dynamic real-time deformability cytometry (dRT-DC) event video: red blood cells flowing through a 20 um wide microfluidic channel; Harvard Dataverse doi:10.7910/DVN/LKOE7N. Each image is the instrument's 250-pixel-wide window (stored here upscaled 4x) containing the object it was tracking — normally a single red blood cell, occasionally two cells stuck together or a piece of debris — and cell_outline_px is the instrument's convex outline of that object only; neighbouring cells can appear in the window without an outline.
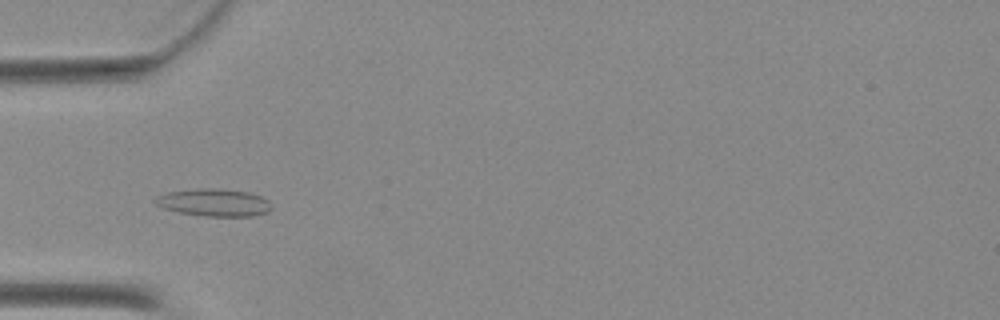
{"species": "Egyptian fruit bat (a non-hibernating species)", "species_latin": "Rousettus aegyptiacus", "temperature_condition": "warm", "stored_images_in_passage": 28, "camera_frame_rate_fps": 3000, "um_per_image_px": 0.085, "animal": {"sex": "female"}, "frame": {"image": 1, "passage_image": 1, "time_ms": 0.0, "image_size_px": [1000, 320], "cell_outline_px": [[272, 208], [268, 212], [252, 216], [204, 216], [180, 212], [164, 208], [156, 204], [152, 200], [156, 196], [168, 192], [200, 188], [216, 188], [248, 192], [260, 196], [268, 200], [272, 204]], "centroid_in_image_um": [18.2, 17.21], "position_along_channel_um": 66.8, "area_um2": 18.61}}
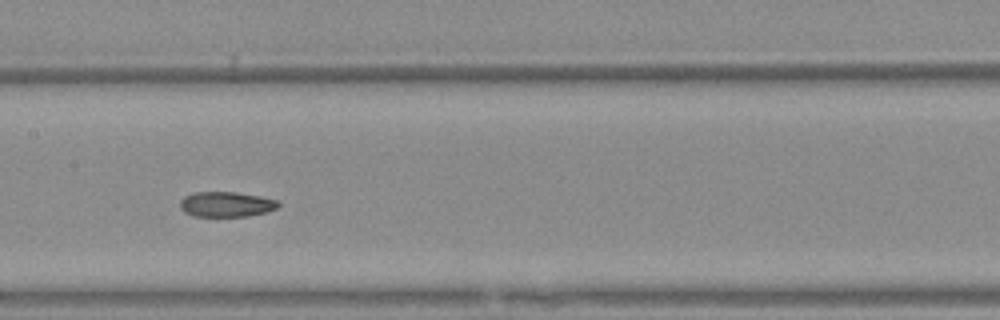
{"frame": {"image": 2, "passage_image": 10, "time_ms": 3.0, "image_size_px": [1000, 320], "cell_outline_px": [[280, 204], [276, 208], [264, 212], [248, 216], [192, 216], [184, 212], [180, 208], [180, 200], [184, 196], [192, 192], [236, 192], [260, 196], [276, 200]], "centroid_in_image_um": [19.18, 17.36], "position_along_channel_um": 188.2, "area_um2": 14.39}}
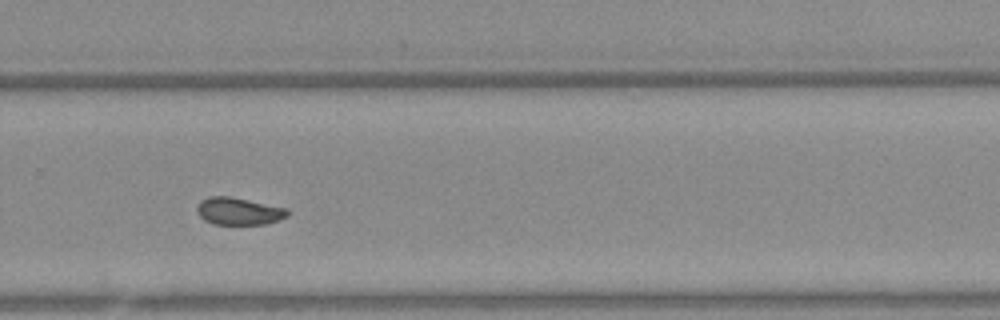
{"frame": {"image": 3, "passage_image": 19, "time_ms": 6.0, "image_size_px": [1000, 320], "cell_outline_px": [[288, 216], [280, 220], [264, 224], [212, 224], [204, 220], [196, 212], [196, 204], [200, 200], [208, 196], [228, 196], [288, 208]], "centroid_in_image_um": [20.26, 17.95], "position_along_channel_um": 309.5, "area_um2": 14.57}}